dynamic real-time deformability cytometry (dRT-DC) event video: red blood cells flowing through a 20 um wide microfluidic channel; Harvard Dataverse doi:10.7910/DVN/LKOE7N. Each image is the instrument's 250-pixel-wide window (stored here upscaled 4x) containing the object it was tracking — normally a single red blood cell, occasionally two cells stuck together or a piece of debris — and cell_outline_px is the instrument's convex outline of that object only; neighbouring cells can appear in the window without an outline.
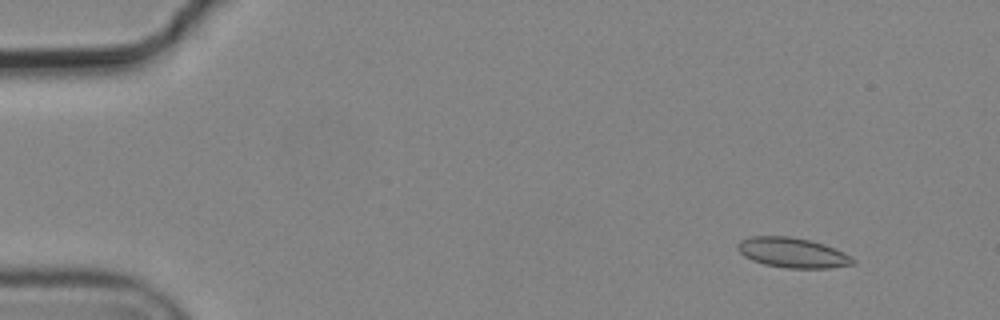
{"species": "common noctule bat (a hibernating species)", "species_latin": "Nyctalus noctula", "temperature_condition": "cold", "stored_images_in_passage": 4, "camera_frame_rate_fps": 3000, "um_per_image_px": 0.085, "animal": {"sex": "male", "body_mass_g": 19.2, "forearm_length_mm": 51.8}, "frame": {"image": 1, "passage_image": 1, "time_ms": 0.0, "image_size_px": [1000, 320], "cell_outline_px": [[856, 260], [852, 264], [828, 268], [784, 268], [764, 264], [752, 260], [744, 256], [736, 248], [736, 244], [740, 240], [752, 236], [788, 236], [808, 240], [824, 244], [844, 252]], "centroid_in_image_um": [67.33, 21.48], "position_along_channel_um": 17.7, "area_um2": 20.11}}
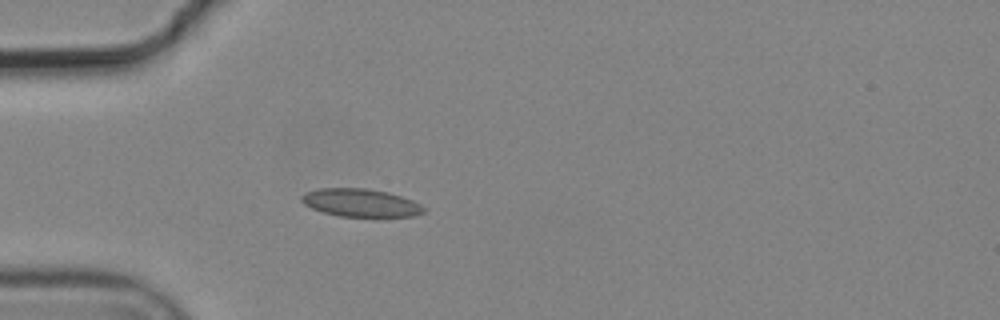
{"frame": {"image": 2, "passage_image": 4, "time_ms": 1.0, "image_size_px": [1000, 320], "cell_outline_px": [[424, 212], [412, 216], [380, 220], [340, 216], [324, 212], [312, 208], [304, 204], [300, 200], [300, 196], [304, 192], [320, 188], [368, 188], [388, 192], [412, 200], [420, 204], [424, 208]], "centroid_in_image_um": [30.68, 17.28], "position_along_channel_um": 54.3, "area_um2": 20.81}}